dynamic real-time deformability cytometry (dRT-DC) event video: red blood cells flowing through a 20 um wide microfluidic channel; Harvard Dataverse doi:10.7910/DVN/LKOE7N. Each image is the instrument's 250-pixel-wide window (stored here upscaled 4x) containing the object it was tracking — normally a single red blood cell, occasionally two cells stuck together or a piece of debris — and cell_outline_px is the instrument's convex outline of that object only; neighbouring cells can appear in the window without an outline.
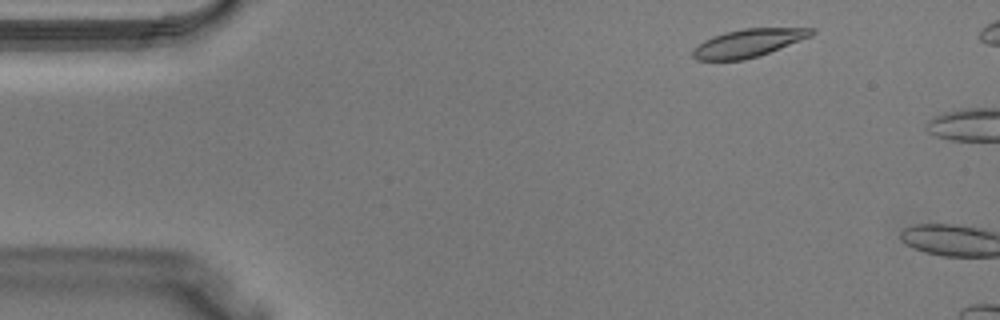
{"species": "Egyptian fruit bat (a non-hibernating species)", "species_latin": "Rousettus aegyptiacus", "temperature_condition": "warm", "stored_images_in_passage": 5, "camera_frame_rate_fps": 3000, "um_per_image_px": 0.085, "animal": {"sex": "male"}, "frame": {"image": 1, "passage_image": 3, "time_ms": 0.667, "image_size_px": [1000, 320], "cell_outline_px": [[816, 32], [812, 36], [768, 52], [744, 60], [696, 60], [692, 56], [692, 48], [704, 40], [712, 36], [724, 32], [744, 28], [816, 28]], "centroid_in_image_um": [63.58, 3.65], "position_along_channel_um": 21.4, "area_um2": 19.31}}